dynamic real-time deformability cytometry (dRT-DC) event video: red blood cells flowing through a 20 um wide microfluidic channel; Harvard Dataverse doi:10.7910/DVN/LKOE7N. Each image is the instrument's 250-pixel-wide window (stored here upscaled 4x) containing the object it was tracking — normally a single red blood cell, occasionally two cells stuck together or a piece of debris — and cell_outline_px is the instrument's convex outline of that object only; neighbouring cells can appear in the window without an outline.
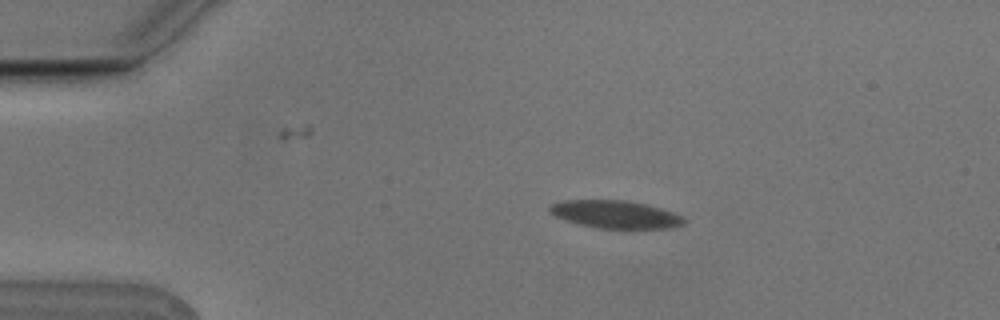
{"species": "Egyptian fruit bat (a non-hibernating species)", "species_latin": "Rousettus aegyptiacus", "temperature_condition": "cold", "stored_images_in_passage": 6, "camera_frame_rate_fps": 3000, "um_per_image_px": 0.085, "animal": {"sex": "male"}, "frame": {"image": 1, "passage_image": 2, "time_ms": 0.333, "image_size_px": [1000, 320], "cell_outline_px": [[684, 224], [672, 228], [600, 228], [580, 224], [556, 216], [548, 208], [552, 204], [564, 200], [628, 200], [660, 208], [684, 216]], "centroid_in_image_um": [52.35, 18.21], "position_along_channel_um": 32.6, "area_um2": 21.39}}
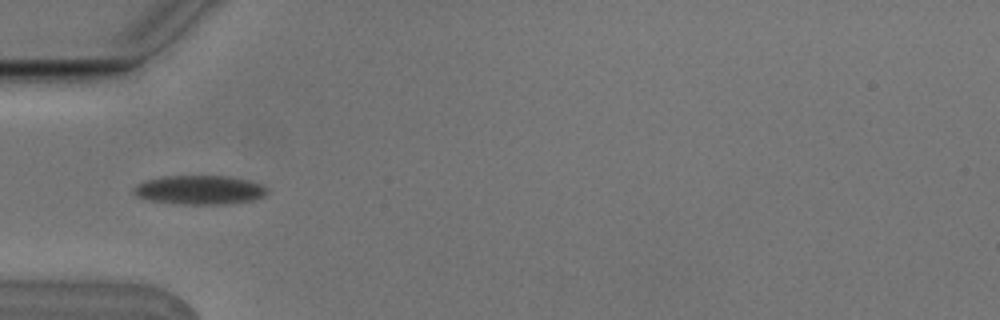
{"frame": {"image": 2, "passage_image": 4, "time_ms": 1.0, "image_size_px": [1000, 320], "cell_outline_px": [[268, 192], [264, 196], [252, 200], [232, 204], [180, 204], [152, 200], [136, 196], [132, 192], [132, 188], [136, 184], [144, 180], [160, 176], [232, 176], [248, 180], [260, 184], [268, 188]], "centroid_in_image_um": [16.95, 16.13], "position_along_channel_um": 68.0, "area_um2": 22.83}}
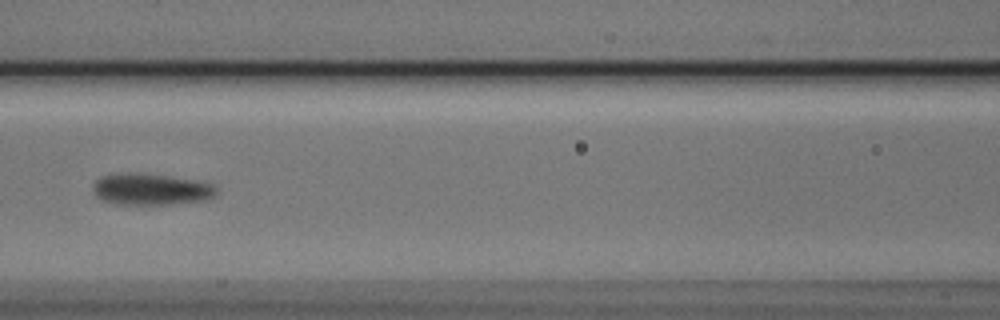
{"frame": {"image": 3, "passage_image": 6, "time_ms": 1.667, "image_size_px": [1000, 320], "cell_outline_px": [[220, 188], [216, 196], [208, 200], [172, 204], [120, 204], [104, 200], [96, 196], [92, 188], [96, 180], [100, 176], [128, 172], [140, 172], [204, 180], [216, 184]], "centroid_in_image_um": [12.97, 16.06], "position_along_channel_um": 153.6, "area_um2": 23.41}}